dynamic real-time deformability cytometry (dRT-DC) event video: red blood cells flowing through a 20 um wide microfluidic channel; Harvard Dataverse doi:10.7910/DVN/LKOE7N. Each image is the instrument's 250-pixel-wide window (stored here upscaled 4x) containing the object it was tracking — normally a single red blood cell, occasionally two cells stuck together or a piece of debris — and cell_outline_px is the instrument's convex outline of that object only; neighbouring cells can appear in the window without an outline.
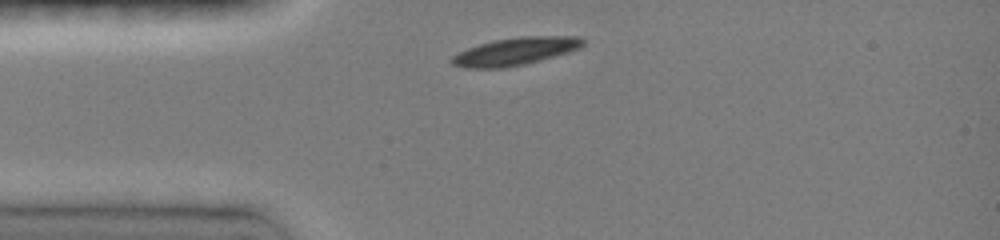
{"species": "common noctule bat (a hibernating species)", "species_latin": "Nyctalus noctula", "temperature_condition": "room temperature", "stored_images_in_passage": 12, "camera_frame_rate_fps": 3000, "um_per_image_px": 0.085, "animal": {"sex": "female", "body_mass_g": 19.0, "forearm_length_mm": 51.5}, "frame": {"image": 1, "passage_image": 1, "time_ms": 0.0, "image_size_px": [1000, 240], "cell_outline_px": [[584, 44], [580, 48], [568, 52], [540, 60], [524, 64], [504, 68], [464, 68], [452, 64], [448, 60], [452, 56], [468, 48], [492, 40], [520, 36], [580, 36], [584, 40]], "centroid_in_image_um": [43.79, 4.36], "position_along_channel_um": 41.2, "area_um2": 21.15}}
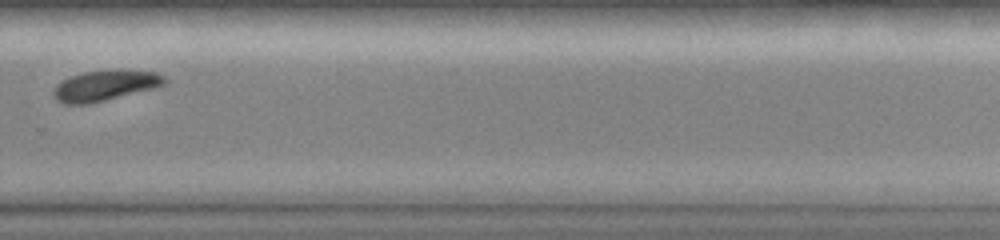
{"frame": {"image": 2, "passage_image": 10, "time_ms": 7.333, "image_size_px": [1000, 240], "cell_outline_px": [[168, 80], [164, 84], [156, 88], [88, 104], [64, 104], [56, 100], [52, 96], [52, 92], [56, 84], [60, 80], [84, 72], [116, 68], [156, 72], [164, 76]], "centroid_in_image_um": [8.93, 7.25], "position_along_channel_um": 320.9, "area_um2": 20.23}}
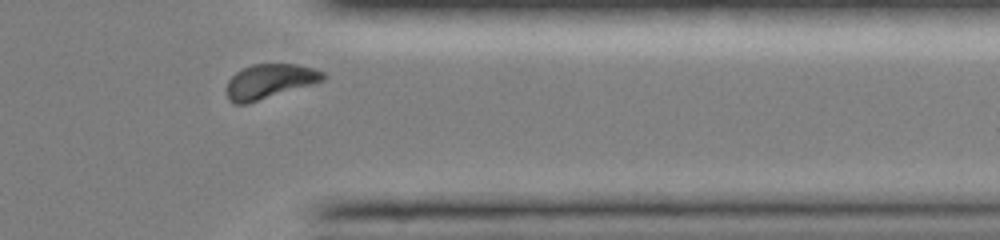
{"frame": {"image": 3, "passage_image": 12, "time_ms": 9.0, "image_size_px": [1000, 240], "cell_outline_px": [[328, 76], [324, 80], [248, 104], [236, 104], [228, 100], [224, 92], [224, 88], [228, 80], [236, 72], [252, 64], [296, 64], [312, 68], [324, 72]], "centroid_in_image_um": [22.86, 6.93], "position_along_channel_um": 388.5, "area_um2": 19.59}, "authors_computed_cell_mechanics": {"area_um2": 21.6172, "velocity_mm_per_s": 4.0289, "shape_relaxation_time_tau1_ms": 1.5381, "shape_relaxation_time_tau2_ms": 11.3014, "deformation_change_tau1": 0.119, "deformation_change_tau2": 0.117}}